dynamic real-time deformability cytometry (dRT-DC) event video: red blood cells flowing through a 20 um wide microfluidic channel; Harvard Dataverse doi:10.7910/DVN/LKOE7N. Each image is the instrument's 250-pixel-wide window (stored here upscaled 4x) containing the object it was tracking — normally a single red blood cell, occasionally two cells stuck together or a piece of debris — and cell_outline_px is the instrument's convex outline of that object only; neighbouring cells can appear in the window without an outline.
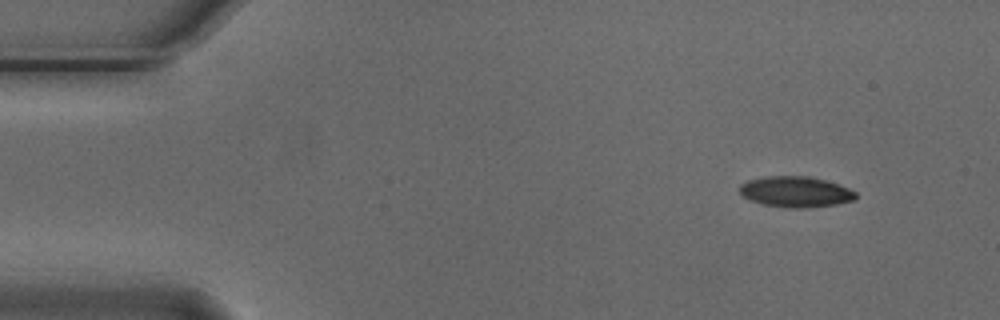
{"species": "Egyptian fruit bat (a non-hibernating species)", "species_latin": "Rousettus aegyptiacus", "temperature_condition": "cold", "stored_images_in_passage": 4, "segment_of_instrument_passage": [1, 2], "camera_frame_rate_fps": 3000, "um_per_image_px": 0.085, "animal": {"sex": "male"}, "frame": {"image": 1, "passage_image": 1, "time_ms": 0.0, "image_size_px": [1000, 320], "cell_outline_px": [[856, 200], [836, 204], [804, 208], [788, 208], [764, 204], [748, 200], [740, 192], [740, 184], [748, 180], [768, 176], [808, 176], [824, 180], [848, 188], [856, 192]], "centroid_in_image_um": [67.62, 16.31], "position_along_channel_um": 17.4, "area_um2": 20.69}}